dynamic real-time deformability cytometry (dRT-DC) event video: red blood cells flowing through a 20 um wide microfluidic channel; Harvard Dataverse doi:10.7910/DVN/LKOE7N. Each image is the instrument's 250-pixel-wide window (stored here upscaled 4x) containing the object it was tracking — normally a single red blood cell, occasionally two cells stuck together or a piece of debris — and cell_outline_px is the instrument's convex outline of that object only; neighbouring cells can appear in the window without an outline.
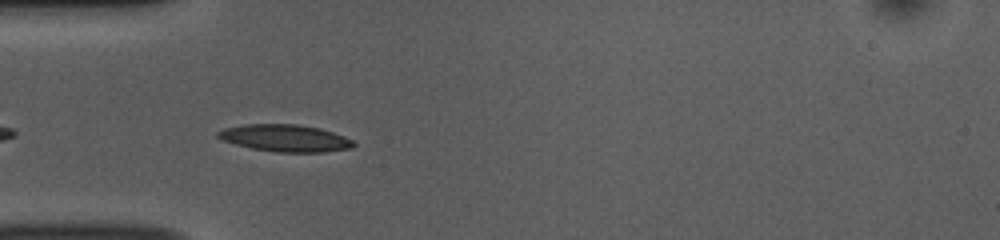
{"species": "common noctule bat (a hibernating species)", "species_latin": "Nyctalus noctula", "temperature_condition": "room temperature", "stored_images_in_passage": 27, "camera_frame_rate_fps": 3000, "um_per_image_px": 0.085, "animal": {"sex": "female", "body_mass_g": 10.0, "forearm_length_mm": 53.1}, "frame": {"image": 1, "passage_image": 3, "time_ms": 0.667, "image_size_px": [1000, 240], "cell_outline_px": [[356, 144], [352, 148], [324, 152], [276, 152], [252, 148], [236, 144], [224, 140], [216, 136], [216, 132], [224, 128], [244, 124], [296, 124], [320, 128], [344, 136], [352, 140]], "centroid_in_image_um": [24.25, 11.73], "position_along_channel_um": 60.8, "area_um2": 21.33}}
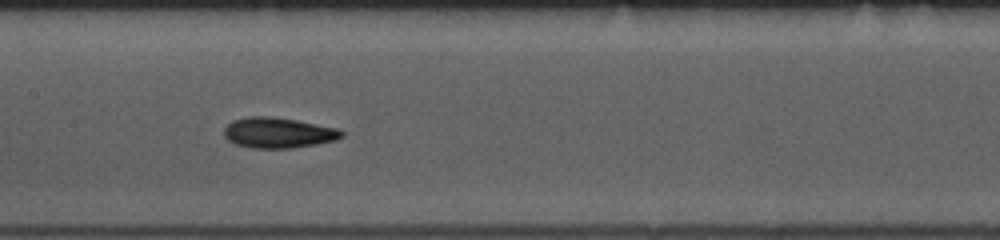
{"frame": {"image": 2, "passage_image": 13, "time_ms": 4.0, "image_size_px": [1000, 240], "cell_outline_px": [[344, 136], [336, 140], [316, 144], [292, 148], [252, 148], [236, 144], [228, 140], [224, 136], [224, 128], [232, 120], [248, 116], [272, 116], [296, 120], [340, 128], [344, 132]], "centroid_in_image_um": [23.67, 11.27], "position_along_channel_um": 183.7, "area_um2": 21.1}}
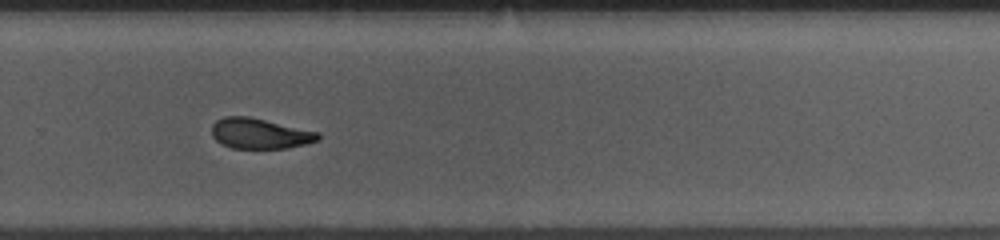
{"frame": {"image": 3, "passage_image": 23, "time_ms": 7.333, "image_size_px": [1000, 240], "cell_outline_px": [[320, 136], [316, 140], [304, 144], [288, 148], [232, 148], [220, 144], [212, 136], [212, 124], [216, 120], [224, 116], [248, 116], [320, 132]], "centroid_in_image_um": [22.04, 11.34], "position_along_channel_um": 307.8, "area_um2": 18.84}}